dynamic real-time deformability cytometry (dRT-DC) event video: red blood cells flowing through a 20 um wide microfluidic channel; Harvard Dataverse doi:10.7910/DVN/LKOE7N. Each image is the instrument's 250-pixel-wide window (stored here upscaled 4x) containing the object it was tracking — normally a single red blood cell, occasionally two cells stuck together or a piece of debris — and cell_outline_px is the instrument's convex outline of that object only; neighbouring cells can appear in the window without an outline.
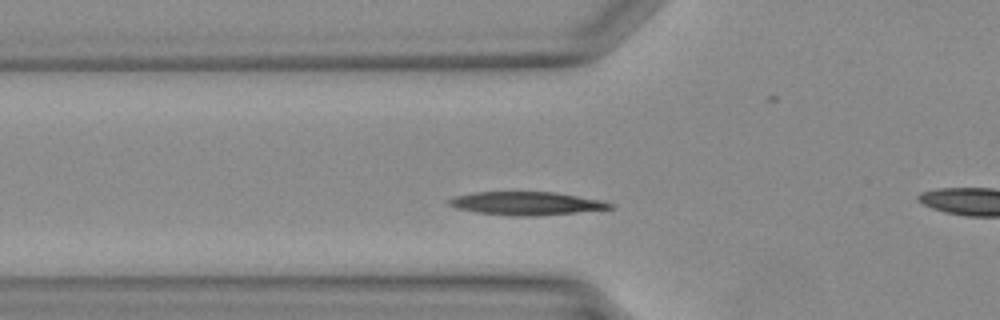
{"species": "Egyptian fruit bat (a non-hibernating species)", "species_latin": "Rousettus aegyptiacus", "temperature_condition": "warm", "stored_images_in_passage": 29, "camera_frame_rate_fps": 3000, "um_per_image_px": 0.085, "animal": {"sex": "female"}, "frame": {"image": 1, "passage_image": 6, "time_ms": 1.667, "image_size_px": [1000, 320], "cell_outline_px": [[616, 208], [576, 212], [532, 216], [508, 216], [476, 212], [456, 208], [448, 204], [448, 200], [456, 196], [472, 192], [556, 192], [600, 200], [612, 204]], "centroid_in_image_um": [44.71, 17.29], "position_along_channel_um": 81.1, "area_um2": 21.73}}
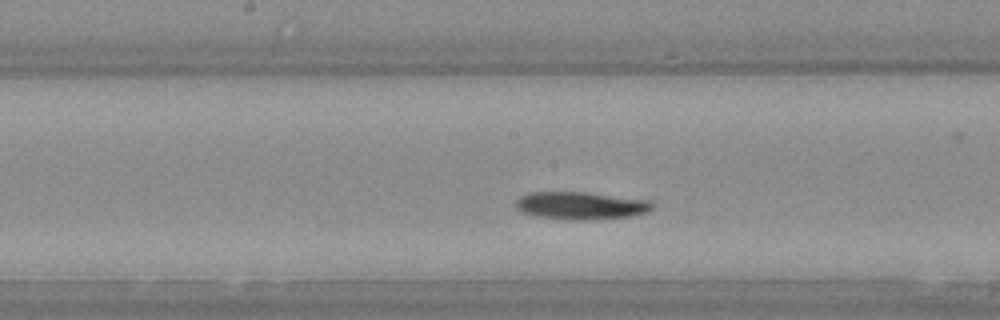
{"frame": {"image": 2, "passage_image": 13, "time_ms": 4.0, "image_size_px": [1000, 320], "cell_outline_px": [[652, 208], [644, 212], [628, 216], [588, 220], [568, 220], [536, 216], [520, 212], [516, 208], [516, 200], [520, 196], [528, 192], [584, 192], [648, 200], [652, 204]], "centroid_in_image_um": [49.27, 17.47], "position_along_channel_um": 198.9, "area_um2": 21.79}}
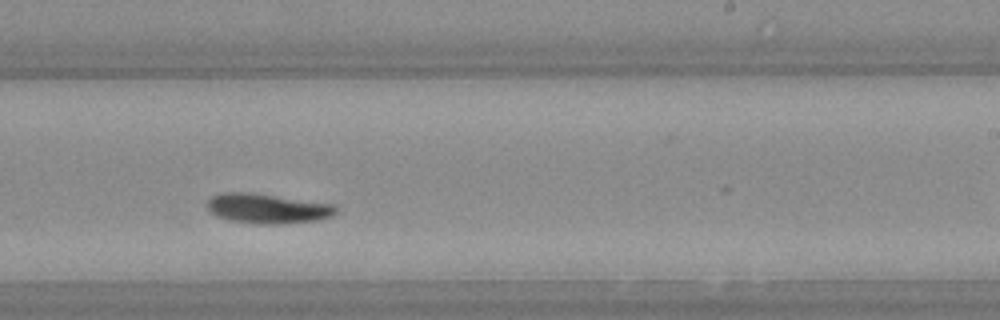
{"frame": {"image": 3, "passage_image": 17, "time_ms": 5.333, "image_size_px": [1000, 320], "cell_outline_px": [[336, 212], [332, 216], [320, 220], [284, 224], [260, 224], [232, 220], [216, 216], [208, 208], [208, 200], [212, 196], [220, 192], [248, 192], [336, 204]], "centroid_in_image_um": [22.77, 17.72], "position_along_channel_um": 266.2, "area_um2": 22.37}}